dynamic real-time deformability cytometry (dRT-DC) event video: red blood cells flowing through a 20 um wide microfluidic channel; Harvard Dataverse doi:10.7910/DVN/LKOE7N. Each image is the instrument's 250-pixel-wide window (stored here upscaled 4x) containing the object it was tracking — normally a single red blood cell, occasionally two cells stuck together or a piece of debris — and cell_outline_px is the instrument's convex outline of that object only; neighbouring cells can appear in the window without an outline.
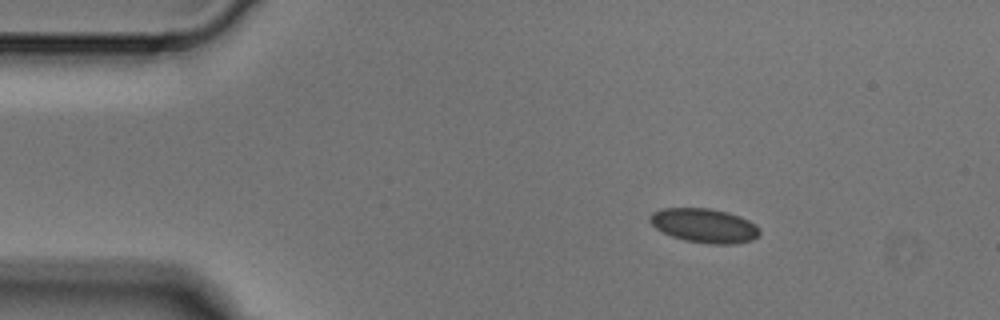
{"species": "Egyptian fruit bat (a non-hibernating species)", "species_latin": "Rousettus aegyptiacus", "temperature_condition": "cold", "stored_images_in_passage": 4, "camera_frame_rate_fps": 3000, "um_per_image_px": 0.085, "animal": {"sex": "male"}, "frame": {"image": 1, "passage_image": 2, "time_ms": 0.333, "image_size_px": [1000, 320], "cell_outline_px": [[760, 232], [752, 240], [732, 244], [712, 244], [684, 240], [672, 236], [656, 228], [648, 220], [648, 216], [652, 212], [664, 208], [708, 208], [728, 212], [740, 216], [756, 224], [760, 228]], "centroid_in_image_um": [59.86, 19.16], "position_along_channel_um": 25.1, "area_um2": 21.85}}
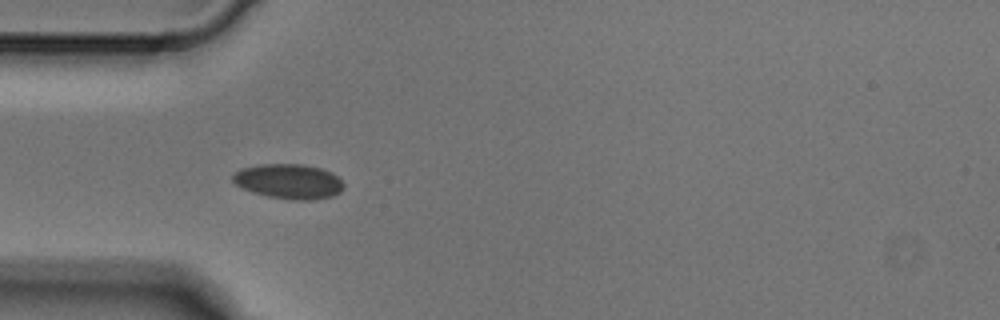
{"frame": {"image": 2, "passage_image": 4, "time_ms": 1.0, "image_size_px": [1000, 320], "cell_outline_px": [[344, 188], [340, 192], [332, 196], [312, 200], [292, 200], [268, 196], [252, 192], [236, 184], [232, 180], [232, 176], [240, 168], [260, 164], [304, 164], [320, 168], [332, 172], [344, 184]], "centroid_in_image_um": [24.55, 15.41], "position_along_channel_um": 60.4, "area_um2": 22.54}}